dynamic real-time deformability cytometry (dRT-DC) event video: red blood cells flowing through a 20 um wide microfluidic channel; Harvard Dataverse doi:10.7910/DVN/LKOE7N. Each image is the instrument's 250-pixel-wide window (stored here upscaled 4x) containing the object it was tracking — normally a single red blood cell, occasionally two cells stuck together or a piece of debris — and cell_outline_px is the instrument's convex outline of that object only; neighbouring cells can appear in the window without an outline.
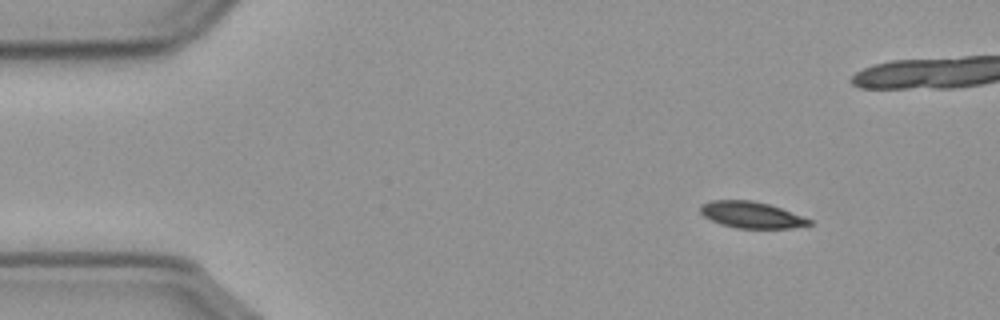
{"species": "common noctule bat (a hibernating species)", "species_latin": "Nyctalus noctula", "temperature_condition": "cold", "stored_images_in_passage": 57, "camera_frame_rate_fps": 3000, "um_per_image_px": 0.085, "animal": {"sex": "male", "body_mass_g": 23.1, "forearm_length_mm": 52.7}, "frame": {"image": 1, "passage_image": 6, "time_ms": 1.667, "image_size_px": [1000, 320], "cell_outline_px": [[812, 224], [792, 228], [736, 228], [720, 224], [704, 216], [700, 212], [700, 204], [712, 200], [752, 200], [768, 204], [780, 208], [812, 220]], "centroid_in_image_um": [63.84, 18.26], "position_along_channel_um": 21.2, "area_um2": 16.65}}
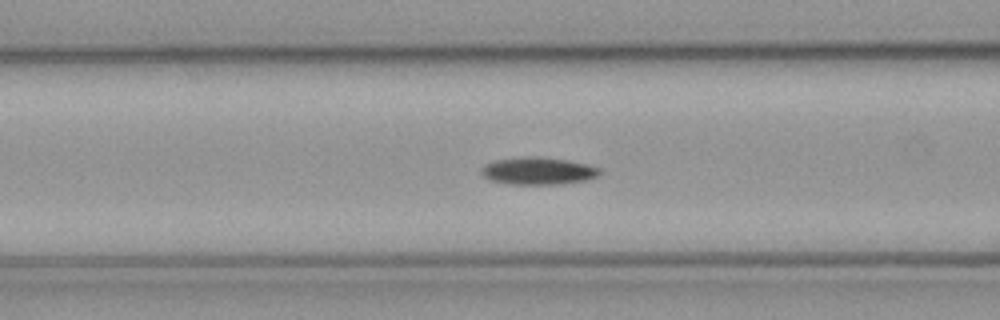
{"frame": {"image": 2, "passage_image": 21, "time_ms": 6.667, "image_size_px": [1000, 320], "cell_outline_px": [[604, 172], [600, 176], [588, 180], [560, 184], [508, 184], [492, 180], [484, 176], [480, 172], [480, 168], [484, 164], [496, 160], [568, 160], [600, 168]], "centroid_in_image_um": [45.81, 14.6], "position_along_channel_um": 120.8, "area_um2": 17.86}}
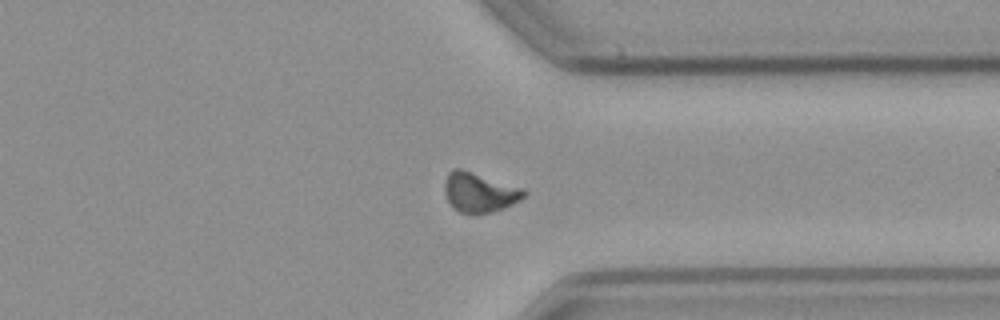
{"frame": {"image": 3, "passage_image": 42, "time_ms": 13.667, "image_size_px": [1000, 320], "cell_outline_px": [[528, 192], [520, 200], [504, 208], [492, 212], [476, 216], [472, 216], [460, 212], [452, 208], [444, 192], [444, 180], [448, 172], [452, 168], [460, 168], [524, 188]], "centroid_in_image_um": [40.73, 16.37], "position_along_channel_um": 370.7, "area_um2": 18.84}, "authors_computed_cell_mechanics": {"area_um2": 17.629, "velocity_mm_per_s": 3.6039, "shape_relaxation_time_tau1_ms": 4.5104, "shape_relaxation_time_tau2_ms": null, "deformation_change_tau1": 0.1201, "deformation_change_tau2": null}}